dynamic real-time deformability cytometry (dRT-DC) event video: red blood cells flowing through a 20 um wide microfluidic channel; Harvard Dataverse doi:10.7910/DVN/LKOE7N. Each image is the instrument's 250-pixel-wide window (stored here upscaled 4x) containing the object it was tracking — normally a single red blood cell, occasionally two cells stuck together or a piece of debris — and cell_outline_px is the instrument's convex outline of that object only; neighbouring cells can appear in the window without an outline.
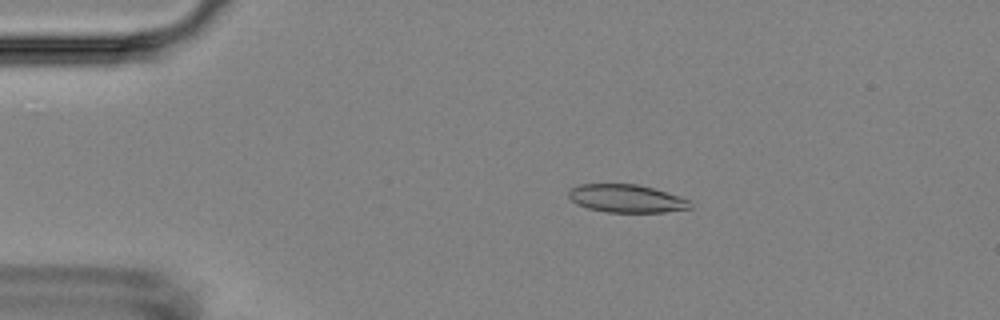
{"species": "Egyptian fruit bat (a non-hibernating species)", "species_latin": "Rousettus aegyptiacus", "temperature_condition": "room temperature", "stored_images_in_passage": 4, "camera_frame_rate_fps": 3000, "um_per_image_px": 0.085, "animal": {"sex": "female"}, "frame": {"image": 1, "passage_image": 3, "time_ms": 2.667, "image_size_px": [1000, 320], "cell_outline_px": [[692, 208], [664, 212], [608, 212], [588, 208], [576, 204], [568, 196], [568, 188], [576, 184], [636, 184], [652, 188], [692, 200]], "centroid_in_image_um": [53.23, 16.87], "position_along_channel_um": 31.8, "area_um2": 19.94}}